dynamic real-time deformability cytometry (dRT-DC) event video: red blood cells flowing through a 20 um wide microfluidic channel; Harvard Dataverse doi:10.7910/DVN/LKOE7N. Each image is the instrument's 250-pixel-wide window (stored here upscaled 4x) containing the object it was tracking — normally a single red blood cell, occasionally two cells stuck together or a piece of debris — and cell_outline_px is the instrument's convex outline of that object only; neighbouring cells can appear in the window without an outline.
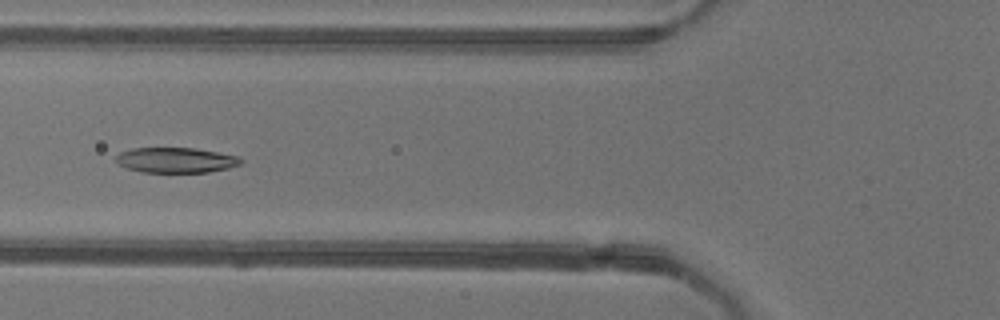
{"species": "common noctule bat (a hibernating species)", "species_latin": "Nyctalus noctula", "temperature_condition": "warm", "stored_images_in_passage": 40, "camera_frame_rate_fps": 3000, "um_per_image_px": 0.085, "animal": {"sex": "female"}, "frame": {"image": 1, "passage_image": 7, "time_ms": 2.0, "image_size_px": [1000, 320], "cell_outline_px": [[244, 160], [240, 164], [228, 168], [208, 172], [140, 172], [128, 168], [120, 164], [116, 160], [116, 156], [120, 152], [132, 148], [196, 148], [240, 156]], "centroid_in_image_um": [14.99, 13.6], "position_along_channel_um": 110.8, "area_um2": 18.38}}
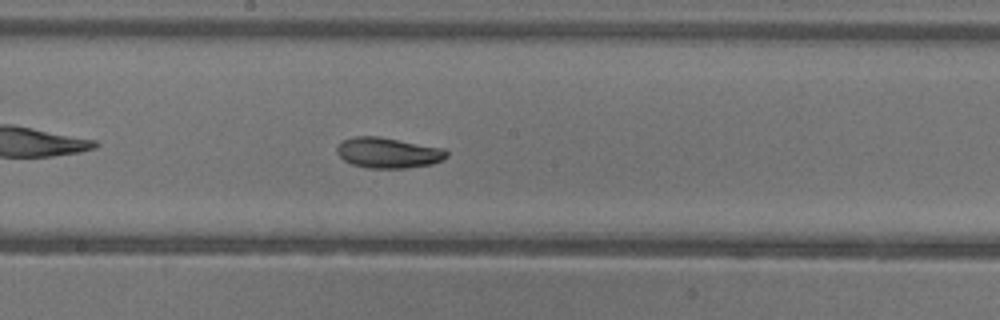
{"frame": {"image": 2, "passage_image": 15, "time_ms": 4.667, "image_size_px": [1000, 320], "cell_outline_px": [[448, 156], [432, 164], [408, 168], [368, 168], [352, 164], [344, 160], [336, 152], [336, 148], [344, 140], [356, 136], [380, 136], [444, 148], [448, 152]], "centroid_in_image_um": [33.01, 12.98], "position_along_channel_um": 215.2, "area_um2": 19.54}}
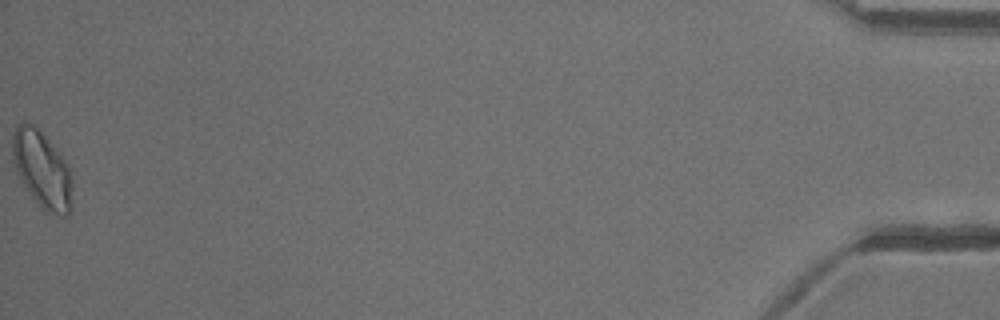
{"frame": {"image": 3, "passage_image": 40, "time_ms": 13.0, "image_size_px": [1000, 320], "cell_outline_px": [[72, 212], [68, 216], [60, 216], [44, 212], [32, 200], [24, 188], [16, 172], [12, 160], [12, 136], [16, 124], [32, 124], [44, 136], [72, 168]], "centroid_in_image_um": [3.59, 14.52], "position_along_channel_um": 431.6, "area_um2": 27.57}, "authors_computed_cell_mechanics": {"area_um2": 19.7676, "velocity_mm_per_s": 3.909, "shape_relaxation_time_tau1_ms": 4.9541, "shape_relaxation_time_tau2_ms": 10.2361, "deformation_change_tau1": 0.1679, "deformation_change_tau2": 0.1666}}